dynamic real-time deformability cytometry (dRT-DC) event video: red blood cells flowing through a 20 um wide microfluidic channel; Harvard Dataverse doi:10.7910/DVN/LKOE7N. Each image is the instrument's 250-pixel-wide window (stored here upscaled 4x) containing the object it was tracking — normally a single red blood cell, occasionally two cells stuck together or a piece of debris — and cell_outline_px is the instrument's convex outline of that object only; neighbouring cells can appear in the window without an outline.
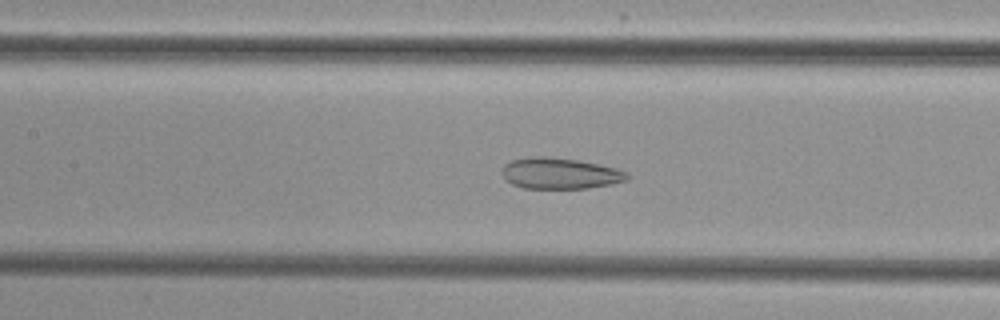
{"species": "common noctule bat (a hibernating species)", "species_latin": "Nyctalus noctula", "temperature_condition": "cold", "stored_images_in_passage": 45, "segment_of_instrument_passage": [1, 2], "camera_frame_rate_fps": 3000, "um_per_image_px": 0.085, "animal": {"sex": "female", "body_mass_g": 29.2, "forearm_length_mm": 56.3}, "frame": {"image": 1, "passage_image": 15, "time_ms": 4.667, "image_size_px": [1000, 320], "cell_outline_px": [[632, 176], [628, 180], [612, 184], [588, 188], [524, 188], [512, 184], [504, 180], [500, 172], [504, 164], [512, 160], [528, 156], [544, 156], [576, 160], [616, 168], [628, 172]], "centroid_in_image_um": [47.58, 14.74], "position_along_channel_um": 159.8, "area_um2": 22.89}}
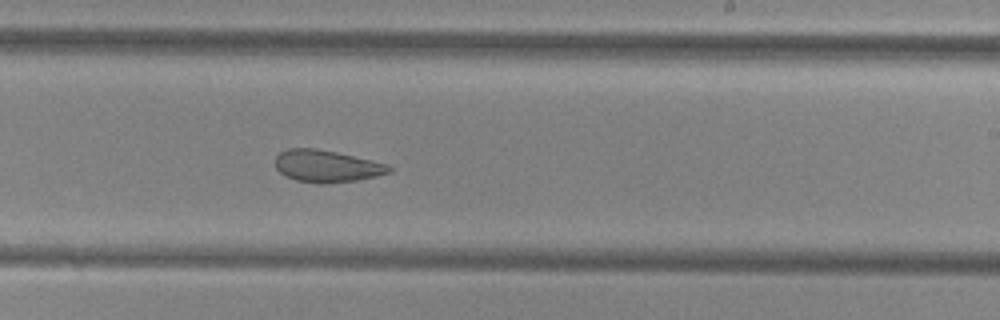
{"frame": {"image": 2, "passage_image": 23, "time_ms": 7.333, "image_size_px": [1000, 320], "cell_outline_px": [[392, 172], [360, 180], [328, 184], [316, 184], [296, 180], [284, 176], [276, 168], [276, 156], [280, 152], [288, 148], [316, 148], [336, 152], [388, 164], [392, 168]], "centroid_in_image_um": [27.77, 14.14], "position_along_channel_um": 261.2, "area_um2": 21.5}}
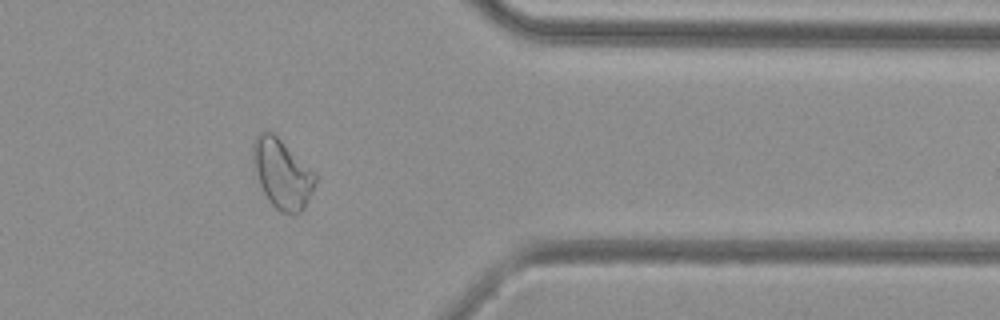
{"frame": {"image": 3, "passage_image": 34, "time_ms": 11.0, "image_size_px": [1000, 320], "cell_outline_px": [[316, 180], [312, 192], [304, 208], [300, 212], [292, 216], [280, 212], [268, 200], [252, 168], [252, 144], [256, 136], [264, 128], [272, 132], [316, 172]], "centroid_in_image_um": [23.96, 14.76], "position_along_channel_um": 387.4, "area_um2": 25.55}}